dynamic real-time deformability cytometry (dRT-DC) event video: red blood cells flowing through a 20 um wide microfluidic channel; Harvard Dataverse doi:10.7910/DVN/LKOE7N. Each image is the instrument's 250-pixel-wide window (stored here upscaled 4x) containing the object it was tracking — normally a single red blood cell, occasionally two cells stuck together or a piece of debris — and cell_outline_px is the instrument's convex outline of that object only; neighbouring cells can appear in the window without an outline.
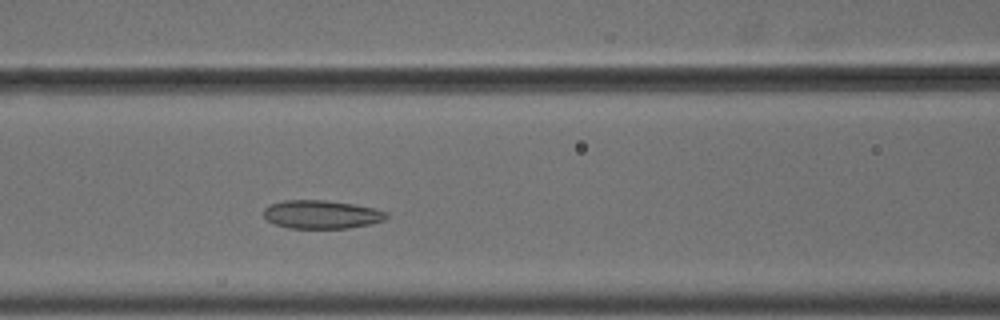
{"species": "common noctule bat (a hibernating species)", "species_latin": "Nyctalus noctula", "temperature_condition": "cold", "stored_images_in_passage": 4, "camera_frame_rate_fps": 3000, "um_per_image_px": 0.085, "animal": {"sex": "male", "body_mass_g": 18.8}, "frame": {"image": 1, "passage_image": 4, "time_ms": 1.0, "image_size_px": [1000, 320], "cell_outline_px": [[388, 216], [384, 220], [372, 224], [348, 228], [288, 228], [276, 224], [268, 220], [264, 216], [264, 208], [272, 204], [284, 200], [324, 200], [352, 204], [376, 208], [388, 212]], "centroid_in_image_um": [27.37, 18.23], "position_along_channel_um": 139.2, "area_um2": 20.29}}